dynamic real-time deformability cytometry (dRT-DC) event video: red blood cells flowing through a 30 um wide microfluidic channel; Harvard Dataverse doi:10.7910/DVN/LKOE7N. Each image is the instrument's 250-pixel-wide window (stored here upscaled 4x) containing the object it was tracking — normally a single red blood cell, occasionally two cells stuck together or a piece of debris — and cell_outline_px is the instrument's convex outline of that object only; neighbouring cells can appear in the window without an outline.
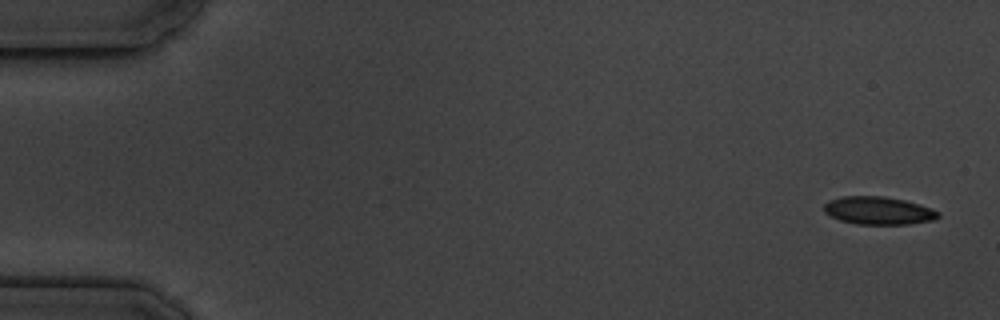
{"species": "common noctule bat (a hibernating species)", "species_latin": "Nyctalus noctula", "temperature_condition": "cold", "stored_images_in_passage": 5, "camera_frame_rate_fps": 3000, "um_per_image_px": 0.085, "animal": {"sex": "male", "body_mass_g": 19.5, "forearm_length_mm": 54.6}, "frame": {"image": 1, "passage_image": 1, "time_ms": 0.0, "image_size_px": [1000, 320], "cell_outline_px": [[940, 216], [936, 220], [908, 224], [856, 224], [840, 220], [824, 212], [824, 204], [828, 200], [840, 196], [884, 196], [904, 200], [920, 204], [932, 208], [940, 212]], "centroid_in_image_um": [74.69, 17.89], "position_along_channel_um": 10.3, "area_um2": 18.73}}
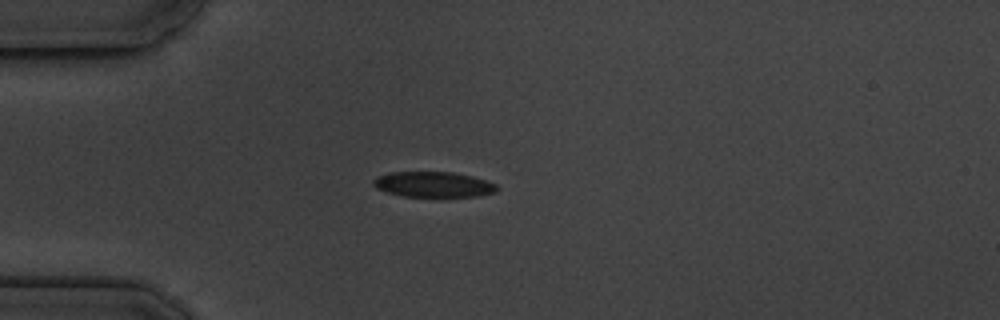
{"frame": {"image": 2, "passage_image": 5, "time_ms": 4.333, "image_size_px": [1000, 320], "cell_outline_px": [[500, 188], [496, 192], [476, 196], [440, 200], [404, 196], [388, 192], [376, 188], [372, 184], [372, 180], [376, 176], [392, 172], [452, 172], [472, 176], [496, 184]], "centroid_in_image_um": [36.86, 15.73], "position_along_channel_um": 48.1, "area_um2": 19.25}}